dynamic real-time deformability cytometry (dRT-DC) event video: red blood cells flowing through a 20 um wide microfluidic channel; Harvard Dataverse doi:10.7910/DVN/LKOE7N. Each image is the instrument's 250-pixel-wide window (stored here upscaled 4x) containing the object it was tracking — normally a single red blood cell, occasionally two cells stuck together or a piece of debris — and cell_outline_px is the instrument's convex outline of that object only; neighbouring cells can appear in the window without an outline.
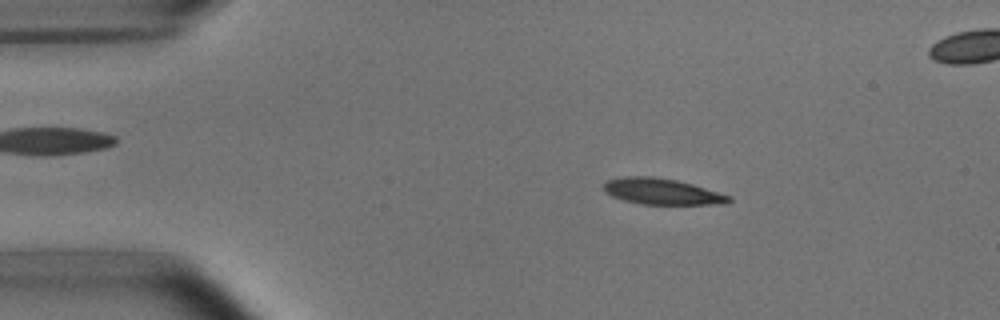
{"species": "common noctule bat (a hibernating species)", "species_latin": "Nyctalus noctula", "temperature_condition": "room temperature", "stored_images_in_passage": 6, "camera_frame_rate_fps": 3000, "um_per_image_px": 0.085, "animal": {"sex": "male", "body_mass_g": 15.6}, "frame": {"image": 1, "passage_image": 2, "time_ms": 1.0, "image_size_px": [1000, 320], "cell_outline_px": [[732, 200], [724, 204], [644, 204], [624, 200], [612, 196], [604, 188], [604, 184], [608, 180], [624, 176], [652, 176], [676, 180], [692, 184], [732, 196]], "centroid_in_image_um": [56.3, 16.27], "position_along_channel_um": 28.7, "area_um2": 18.79}}
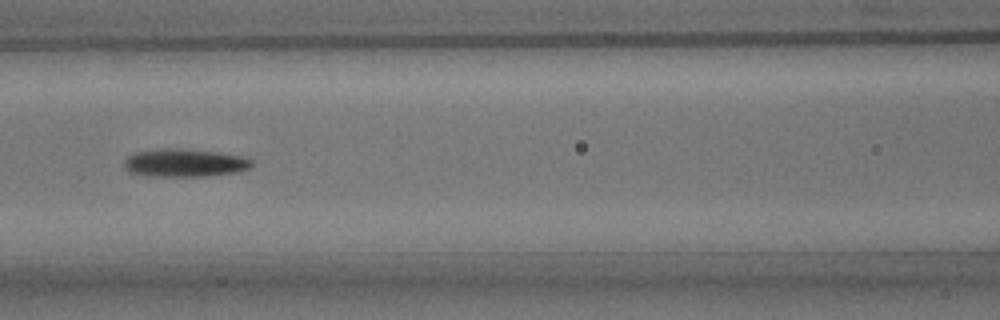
{"frame": {"image": 2, "passage_image": 6, "time_ms": 5.667, "image_size_px": [1000, 320], "cell_outline_px": [[252, 164], [248, 168], [236, 172], [204, 176], [148, 176], [128, 172], [124, 168], [124, 160], [132, 152], [160, 148], [180, 148], [216, 152], [240, 156], [252, 160]], "centroid_in_image_um": [15.6, 13.83], "position_along_channel_um": 151.0, "area_um2": 20.87}}